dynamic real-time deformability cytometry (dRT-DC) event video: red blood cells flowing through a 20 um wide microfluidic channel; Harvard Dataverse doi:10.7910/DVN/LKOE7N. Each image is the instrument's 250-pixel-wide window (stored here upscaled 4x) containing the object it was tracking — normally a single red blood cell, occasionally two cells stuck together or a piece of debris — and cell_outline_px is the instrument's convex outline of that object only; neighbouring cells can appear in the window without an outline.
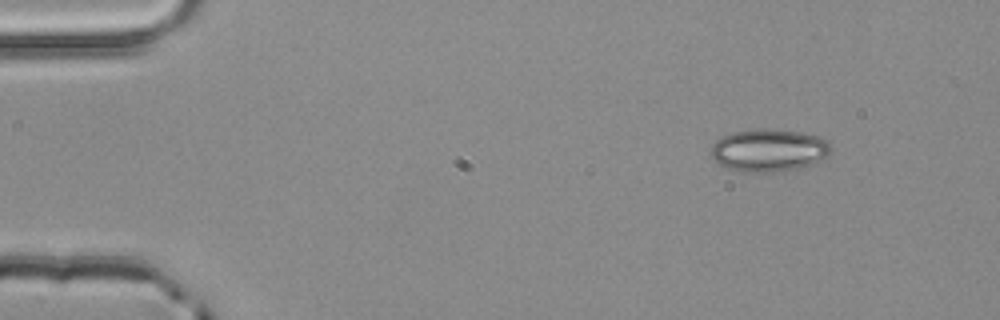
{"species": "common noctule bat (a hibernating species)", "species_latin": "Nyctalus noctula", "temperature_condition": "room temperature", "stored_images_in_passage": 3, "camera_frame_rate_fps": 3000, "um_per_image_px": 0.085, "animal": {"sex": "male", "body_mass_g": 20.4}, "frame": {"image": 1, "passage_image": 1, "time_ms": 0.0, "image_size_px": [1000, 320], "cell_outline_px": [[828, 156], [804, 168], [784, 172], [740, 172], [728, 168], [720, 164], [712, 156], [712, 144], [716, 140], [732, 132], [756, 128], [772, 128], [800, 132], [820, 136], [828, 140]], "centroid_in_image_um": [65.37, 12.77], "position_along_channel_um": 19.6, "area_um2": 30.11}}